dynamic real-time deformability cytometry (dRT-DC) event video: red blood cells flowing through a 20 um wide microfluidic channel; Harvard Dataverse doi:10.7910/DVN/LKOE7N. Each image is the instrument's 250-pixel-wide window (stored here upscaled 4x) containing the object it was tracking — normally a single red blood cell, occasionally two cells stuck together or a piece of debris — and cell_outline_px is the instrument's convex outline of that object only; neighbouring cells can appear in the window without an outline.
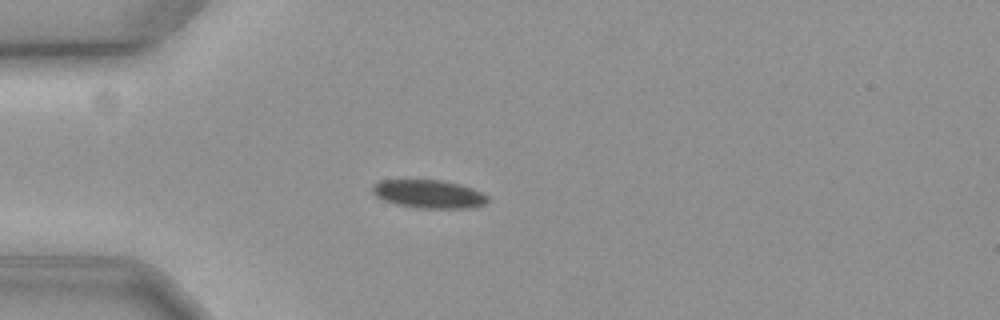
{"species": "common noctule bat (a hibernating species)", "species_latin": "Nyctalus noctula", "temperature_condition": "cold", "stored_images_in_passage": 10, "camera_frame_rate_fps": 3000, "um_per_image_px": 0.085, "animal": {"sex": "female", "body_mass_g": 19.3, "forearm_length_mm": 54.1}, "frame": {"image": 1, "passage_image": 1, "time_ms": 0.0, "image_size_px": [1000, 320], "cell_outline_px": [[488, 200], [484, 204], [468, 208], [420, 208], [396, 204], [384, 200], [376, 196], [372, 192], [372, 188], [380, 180], [440, 180], [460, 184], [472, 188], [488, 196]], "centroid_in_image_um": [36.45, 16.49], "position_along_channel_um": 48.6, "area_um2": 18.79}}